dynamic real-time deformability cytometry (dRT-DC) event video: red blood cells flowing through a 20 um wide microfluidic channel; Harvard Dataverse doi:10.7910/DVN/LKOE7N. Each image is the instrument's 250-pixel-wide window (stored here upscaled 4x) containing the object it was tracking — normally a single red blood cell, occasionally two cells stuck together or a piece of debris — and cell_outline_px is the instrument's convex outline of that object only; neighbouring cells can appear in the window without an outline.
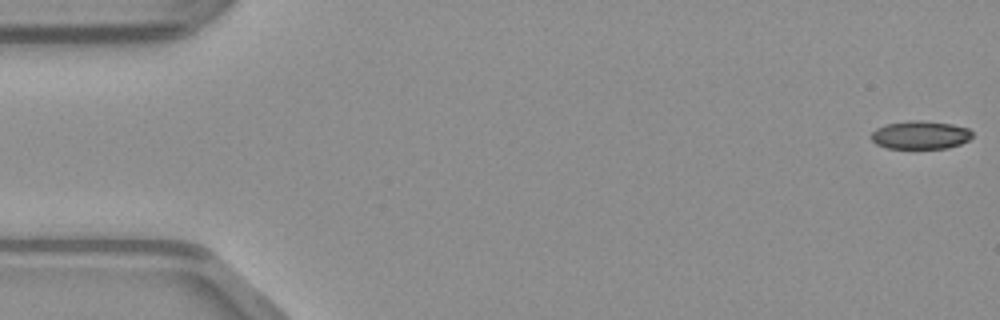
{"species": "common noctule bat (a hibernating species)", "species_latin": "Nyctalus noctula", "temperature_condition": "warm", "stored_images_in_passage": 49, "camera_frame_rate_fps": 3000, "um_per_image_px": 0.085, "animal": {"sex": "male", "body_mass_g": 23.1, "forearm_length_mm": 52.7}, "frame": {"image": 1, "passage_image": 1, "time_ms": 0.0, "image_size_px": [1000, 320], "cell_outline_px": [[972, 136], [968, 140], [960, 144], [948, 148], [888, 148], [876, 144], [868, 136], [876, 128], [888, 124], [912, 120], [920, 120], [952, 124], [968, 128], [972, 132]], "centroid_in_image_um": [78.21, 11.47], "position_along_channel_um": 6.8, "area_um2": 16.59}}
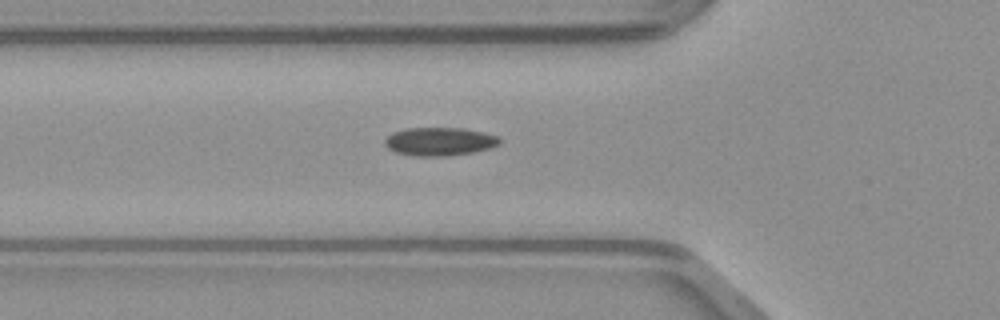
{"frame": {"image": 2, "passage_image": 17, "time_ms": 5.333, "image_size_px": [1000, 320], "cell_outline_px": [[500, 144], [488, 148], [472, 152], [448, 156], [412, 156], [396, 152], [388, 148], [384, 144], [384, 140], [392, 132], [404, 128], [460, 128], [484, 132], [500, 136]], "centroid_in_image_um": [37.34, 12.02], "position_along_channel_um": 88.5, "area_um2": 19.02}}
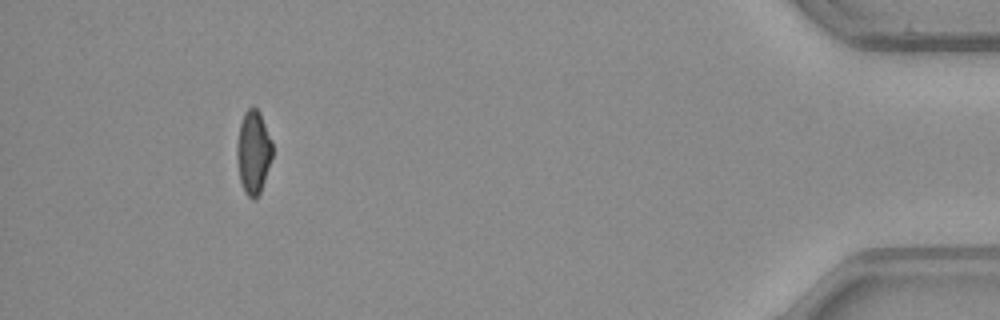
{"frame": {"image": 3, "passage_image": 45, "time_ms": 14.667, "image_size_px": [1000, 320], "cell_outline_px": [[272, 156], [260, 192], [252, 200], [244, 192], [240, 180], [236, 156], [236, 148], [240, 124], [244, 112], [252, 104], [260, 112], [272, 140]], "centroid_in_image_um": [21.52, 12.89], "position_along_channel_um": 413.7, "area_um2": 17.22}}